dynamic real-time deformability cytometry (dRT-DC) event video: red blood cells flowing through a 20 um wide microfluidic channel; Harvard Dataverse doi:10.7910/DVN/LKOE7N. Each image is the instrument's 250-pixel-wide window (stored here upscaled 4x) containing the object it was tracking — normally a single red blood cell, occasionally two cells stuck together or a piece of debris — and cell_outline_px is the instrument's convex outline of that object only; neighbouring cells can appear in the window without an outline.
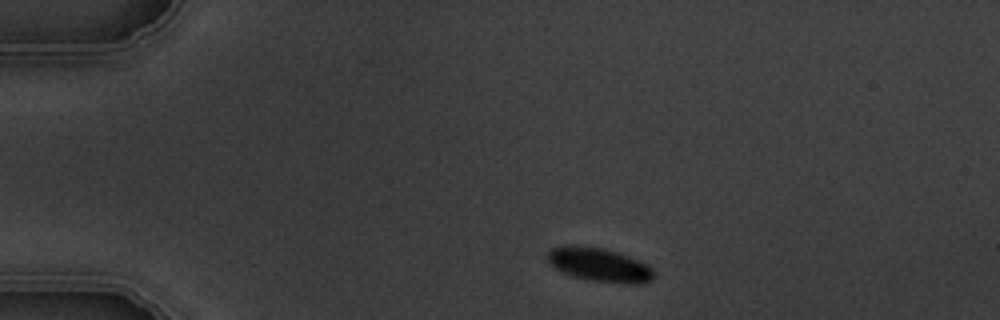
{"species": "common noctule bat (a hibernating species)", "species_latin": "Nyctalus noctula", "temperature_condition": "warm", "stored_images_in_passage": 2, "camera_frame_rate_fps": 3000, "um_per_image_px": 0.085, "animal": {"sex": "male", "body_mass_g": 19.5, "forearm_length_mm": 54.6}, "frame": {"image": 1, "passage_image": 1, "time_ms": 0.0, "image_size_px": [1000, 320], "cell_outline_px": [[652, 280], [640, 284], [620, 284], [588, 280], [572, 276], [548, 264], [544, 256], [552, 248], [564, 244], [568, 244], [604, 248], [640, 260], [648, 264], [652, 268]], "centroid_in_image_um": [50.9, 22.5], "position_along_channel_um": 34.1, "area_um2": 21.33}}